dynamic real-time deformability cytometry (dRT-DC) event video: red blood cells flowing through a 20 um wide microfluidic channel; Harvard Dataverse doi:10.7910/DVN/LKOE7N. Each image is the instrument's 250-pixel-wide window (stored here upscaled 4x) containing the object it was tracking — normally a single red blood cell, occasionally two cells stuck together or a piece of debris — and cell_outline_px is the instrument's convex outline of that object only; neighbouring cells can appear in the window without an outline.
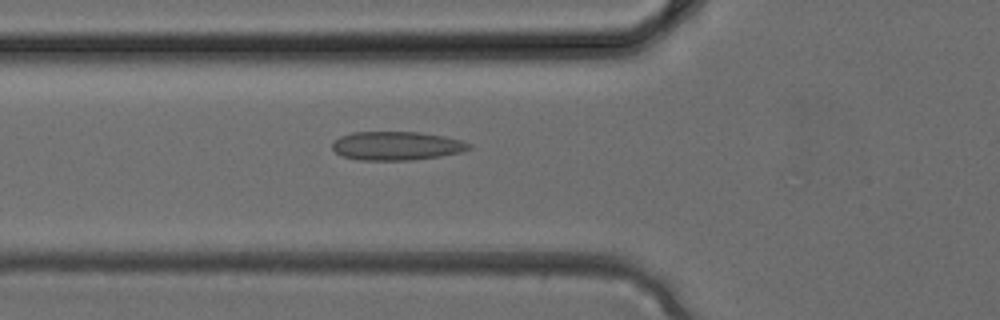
{"species": "common noctule bat (a hibernating species)", "species_latin": "Nyctalus noctula", "temperature_condition": "cold", "stored_images_in_passage": 5, "camera_frame_rate_fps": 3000, "um_per_image_px": 0.085, "animal": {"sex": "female", "body_mass_g": 24.6, "forearm_length_mm": 56.2}, "frame": {"image": 1, "passage_image": 5, "time_ms": 1.333, "image_size_px": [1000, 320], "cell_outline_px": [[472, 148], [460, 152], [440, 156], [412, 160], [360, 160], [340, 156], [332, 148], [332, 144], [340, 136], [352, 132], [416, 132], [444, 136], [464, 140], [472, 144]], "centroid_in_image_um": [33.73, 12.4], "position_along_channel_um": 92.1, "area_um2": 22.95}}